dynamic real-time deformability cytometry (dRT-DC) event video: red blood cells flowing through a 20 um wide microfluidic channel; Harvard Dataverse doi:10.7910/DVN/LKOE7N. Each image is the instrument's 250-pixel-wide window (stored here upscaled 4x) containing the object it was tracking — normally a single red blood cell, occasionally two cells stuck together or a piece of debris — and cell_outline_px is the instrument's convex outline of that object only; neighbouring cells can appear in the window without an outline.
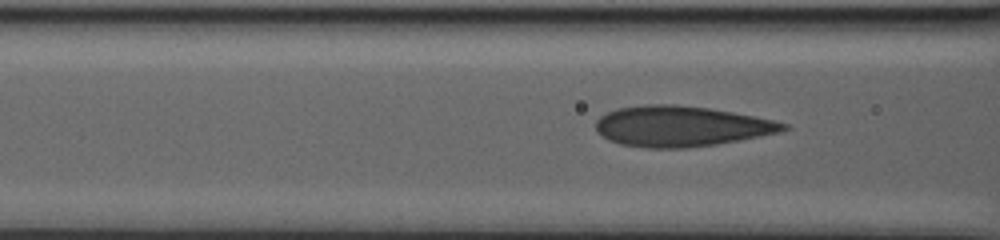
{"species": "human", "species_latin": "Homo sapiens", "temperature_condition": "warm", "stored_images_in_passage": 72, "camera_frame_rate_fps": 3000, "um_per_image_px": 0.085, "donor": {"sex": "male"}, "frame": {"image": 1, "passage_image": 31, "time_ms": 10.0, "image_size_px": [1000, 240], "cell_outline_px": [[788, 128], [780, 132], [740, 140], [716, 144], [688, 148], [648, 148], [620, 144], [608, 140], [596, 132], [596, 120], [600, 116], [616, 108], [652, 104], [672, 104], [708, 108], [732, 112], [772, 120], [788, 124]], "centroid_in_image_um": [57.85, 10.74], "position_along_channel_um": 108.8, "area_um2": 44.16}}
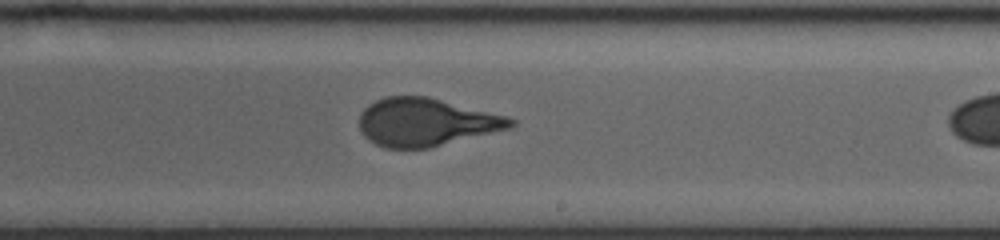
{"frame": {"image": 2, "passage_image": 50, "time_ms": 16.333, "image_size_px": [1000, 240], "cell_outline_px": [[516, 124], [508, 128], [428, 148], [384, 148], [368, 140], [364, 136], [360, 128], [360, 112], [368, 104], [376, 100], [388, 96], [428, 96], [504, 116], [516, 120]], "centroid_in_image_um": [36.14, 10.38], "position_along_channel_um": 252.9, "area_um2": 41.73}}
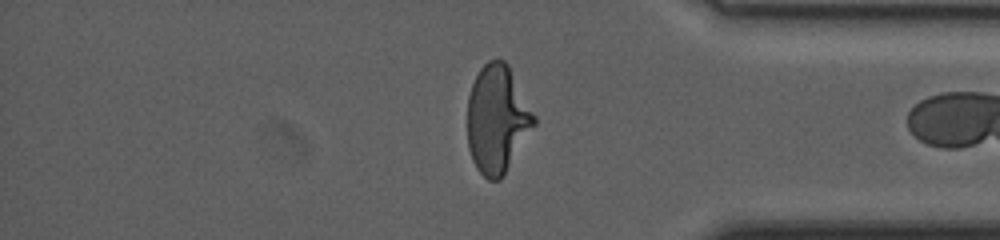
{"frame": {"image": 3, "passage_image": 70, "time_ms": 23.0, "image_size_px": [1000, 240], "cell_outline_px": [[536, 124], [504, 176], [500, 180], [488, 180], [476, 168], [472, 160], [468, 148], [468, 96], [472, 84], [480, 68], [488, 60], [504, 60], [508, 64], [536, 116]], "centroid_in_image_um": [42.27, 10.15], "position_along_channel_um": 392.9, "area_um2": 42.08}}